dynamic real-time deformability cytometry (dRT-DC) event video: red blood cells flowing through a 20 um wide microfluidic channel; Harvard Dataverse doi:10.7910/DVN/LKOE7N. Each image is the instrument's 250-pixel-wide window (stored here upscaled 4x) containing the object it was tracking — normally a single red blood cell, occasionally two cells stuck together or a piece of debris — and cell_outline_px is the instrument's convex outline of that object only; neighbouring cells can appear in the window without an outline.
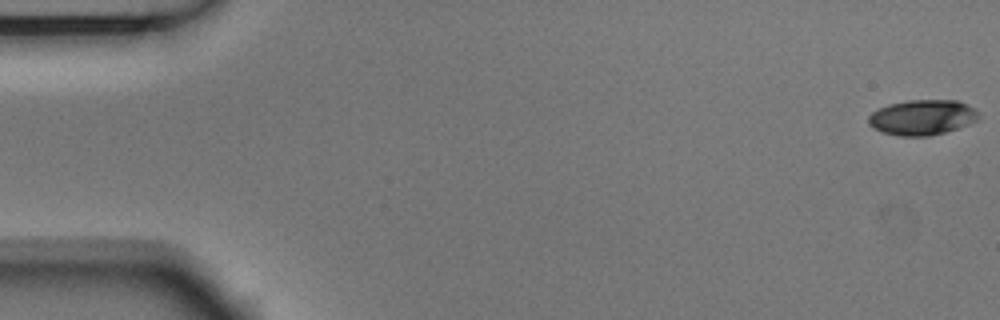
{"species": "Egyptian fruit bat (a non-hibernating species)", "species_latin": "Rousettus aegyptiacus", "temperature_condition": "room temperature", "stored_images_in_passage": 54, "camera_frame_rate_fps": 3000, "um_per_image_px": 0.085, "animal": {"sex": "male"}, "frame": {"image": 1, "passage_image": 1, "time_ms": 0.0, "image_size_px": [1000, 320], "cell_outline_px": [[980, 116], [976, 120], [968, 124], [944, 132], [928, 136], [900, 136], [884, 132], [872, 128], [868, 124], [868, 116], [872, 112], [888, 104], [908, 100], [956, 100], [968, 104]], "centroid_in_image_um": [78.36, 9.97], "position_along_channel_um": 6.6, "area_um2": 22.48}}
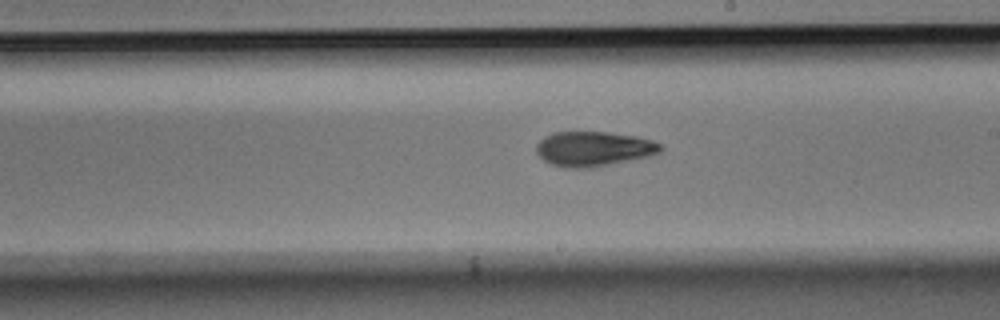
{"frame": {"image": 2, "passage_image": 31, "time_ms": 10.0, "image_size_px": [1000, 320], "cell_outline_px": [[664, 148], [660, 152], [648, 156], [588, 168], [568, 168], [552, 164], [544, 160], [536, 152], [536, 144], [544, 136], [552, 132], [608, 132], [636, 136], [652, 140], [660, 144]], "centroid_in_image_um": [50.43, 12.63], "position_along_channel_um": 238.6, "area_um2": 25.03}}
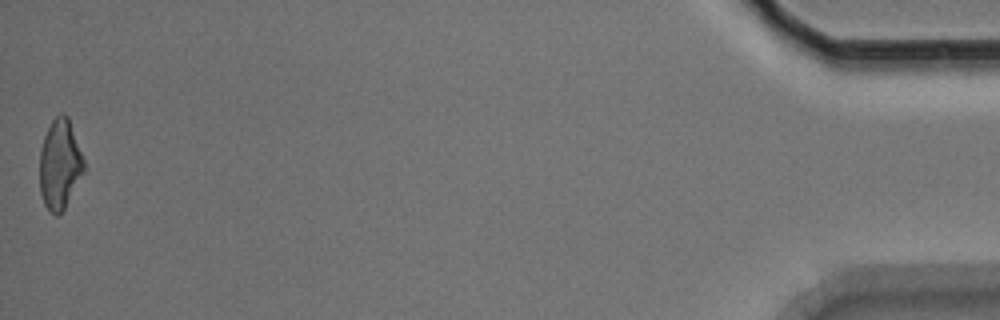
{"frame": {"image": 3, "passage_image": 54, "time_ms": 17.667, "image_size_px": [1000, 320], "cell_outline_px": [[84, 172], [64, 208], [56, 216], [48, 212], [44, 204], [40, 192], [40, 148], [44, 136], [52, 120], [60, 112], [64, 112], [68, 116], [84, 160]], "centroid_in_image_um": [5.07, 13.96], "position_along_channel_um": 430.1, "area_um2": 23.12}, "authors_computed_cell_mechanics": {"area_um2": 24.1893, "velocity_mm_per_s": 3.7496, "shape_relaxation_time_tau1_ms": 5.9126, "shape_relaxation_time_tau2_ms": 4.2863, "deformation_change_tau1": 0.1632, "deformation_change_tau2": 0.1253}}